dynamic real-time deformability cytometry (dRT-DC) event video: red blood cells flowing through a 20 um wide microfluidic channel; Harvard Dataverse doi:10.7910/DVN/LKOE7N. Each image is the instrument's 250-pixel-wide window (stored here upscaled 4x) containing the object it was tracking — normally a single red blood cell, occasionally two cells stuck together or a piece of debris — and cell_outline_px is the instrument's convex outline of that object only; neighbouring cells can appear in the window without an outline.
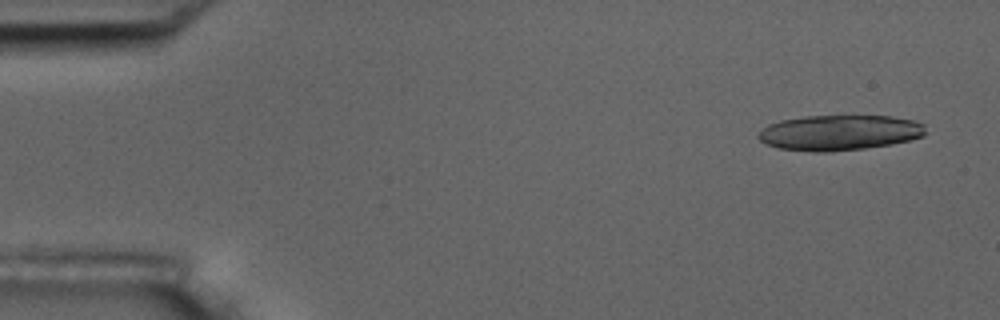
{"species": "common noctule bat (a hibernating species)", "species_latin": "Nyctalus noctula", "temperature_condition": "room temperature", "stored_images_in_passage": 6, "camera_frame_rate_fps": 3000, "um_per_image_px": 0.085, "animal": {"sex": "male", "body_mass_g": 17.5, "forearm_length_mm": 52.3}, "frame": {"image": 1, "passage_image": 1, "time_ms": 0.0, "image_size_px": [1000, 320], "cell_outline_px": [[924, 136], [912, 140], [892, 144], [864, 148], [828, 152], [816, 152], [776, 148], [760, 140], [756, 136], [768, 124], [780, 120], [804, 116], [892, 116], [912, 120], [924, 124]], "centroid_in_image_um": [71.35, 11.28], "position_along_channel_um": 13.7, "area_um2": 34.51}}